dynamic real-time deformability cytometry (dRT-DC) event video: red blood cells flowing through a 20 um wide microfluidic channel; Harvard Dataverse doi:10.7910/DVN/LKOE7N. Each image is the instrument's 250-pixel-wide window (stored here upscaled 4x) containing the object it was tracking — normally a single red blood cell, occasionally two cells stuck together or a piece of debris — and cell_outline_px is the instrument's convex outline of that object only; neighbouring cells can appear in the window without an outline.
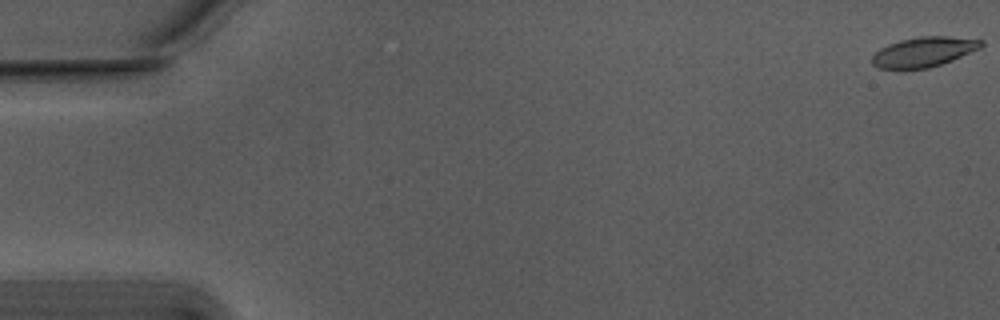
{"species": "Egyptian fruit bat (a non-hibernating species)", "species_latin": "Rousettus aegyptiacus", "temperature_condition": "warm", "stored_images_in_passage": 56, "camera_frame_rate_fps": 3000, "um_per_image_px": 0.085, "animal": {"sex": "male"}, "frame": {"image": 1, "passage_image": 1, "time_ms": 0.0, "image_size_px": [1000, 320], "cell_outline_px": [[984, 44], [980, 48], [952, 60], [928, 68], [880, 68], [872, 64], [872, 56], [880, 48], [888, 44], [900, 40], [920, 36], [948, 36], [984, 40]], "centroid_in_image_um": [78.53, 4.39], "position_along_channel_um": 6.5, "area_um2": 18.79}}
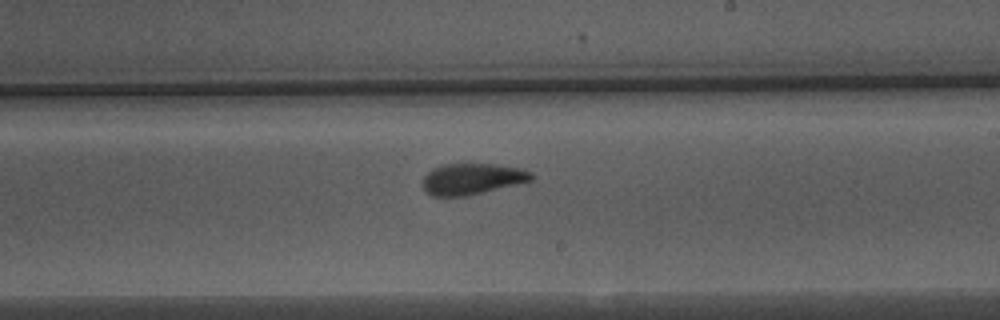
{"frame": {"image": 2, "passage_image": 33, "time_ms": 10.667, "image_size_px": [1000, 320], "cell_outline_px": [[532, 180], [468, 196], [432, 196], [424, 188], [424, 176], [432, 168], [444, 164], [496, 164], [520, 168], [532, 172]], "centroid_in_image_um": [40.13, 15.2], "position_along_channel_um": 248.9, "area_um2": 19.54}}
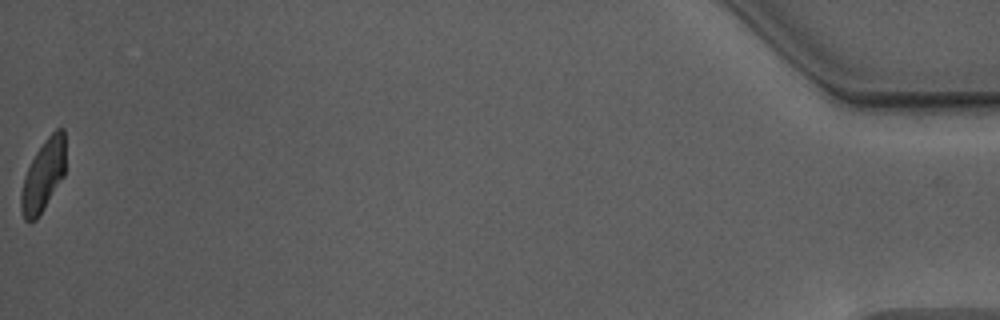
{"frame": {"image": 3, "passage_image": 56, "time_ms": 18.333, "image_size_px": [1000, 320], "cell_outline_px": [[64, 176], [36, 220], [24, 220], [20, 208], [20, 196], [24, 176], [36, 152], [44, 140], [56, 128], [64, 128]], "centroid_in_image_um": [3.66, 14.91], "position_along_channel_um": 431.5, "area_um2": 18.26}, "authors_computed_cell_mechanics": {"area_um2": 19.7098, "velocity_mm_per_s": 3.747, "shape_relaxation_time_tau1_ms": 3.7518, "shape_relaxation_time_tau2_ms": 1.0667, "deformation_change_tau1": 0.1654, "deformation_change_tau2": 0.0604}}